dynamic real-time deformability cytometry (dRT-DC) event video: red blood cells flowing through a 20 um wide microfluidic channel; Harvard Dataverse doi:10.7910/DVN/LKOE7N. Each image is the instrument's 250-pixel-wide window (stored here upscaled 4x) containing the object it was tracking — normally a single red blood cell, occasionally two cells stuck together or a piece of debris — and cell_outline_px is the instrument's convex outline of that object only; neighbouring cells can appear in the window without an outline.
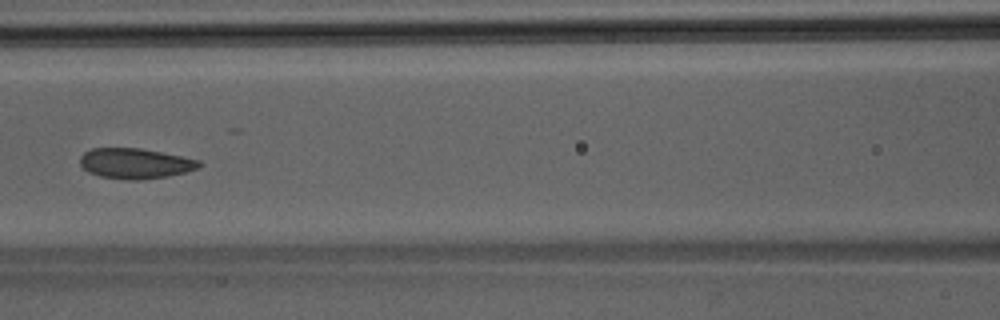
{"species": "Egyptian fruit bat (a non-hibernating species)", "species_latin": "Rousettus aegyptiacus", "temperature_condition": "room temperature", "stored_images_in_passage": 36, "camera_frame_rate_fps": 3000, "um_per_image_px": 0.085, "animal": {"sex": "male"}, "frame": {"image": 1, "passage_image": 11, "time_ms": 3.333, "image_size_px": [1000, 320], "cell_outline_px": [[204, 164], [196, 168], [184, 172], [168, 176], [140, 180], [128, 180], [100, 176], [88, 172], [80, 164], [80, 156], [84, 152], [92, 148], [140, 148], [200, 160]], "centroid_in_image_um": [11.47, 13.89], "position_along_channel_um": 155.1, "area_um2": 20.98}}
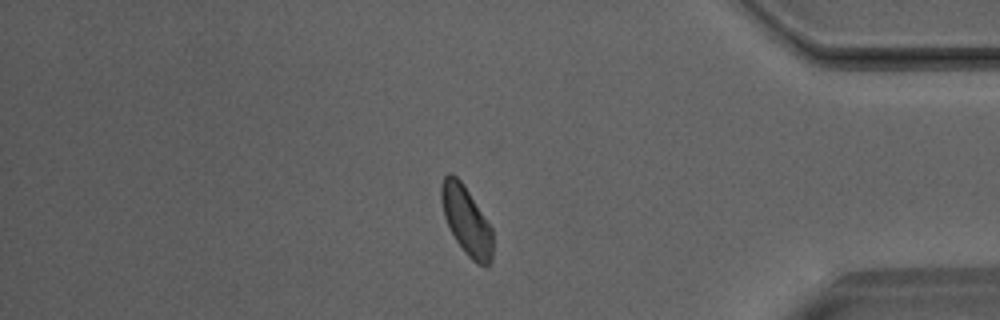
{"frame": {"image": 2, "passage_image": 29, "time_ms": 9.333, "image_size_px": [1000, 320], "cell_outline_px": [[492, 260], [488, 264], [476, 264], [464, 252], [448, 228], [444, 216], [440, 200], [440, 184], [444, 176], [448, 172], [452, 172], [464, 184], [492, 228]], "centroid_in_image_um": [39.61, 18.7], "position_along_channel_um": 395.6, "area_um2": 20.69}}
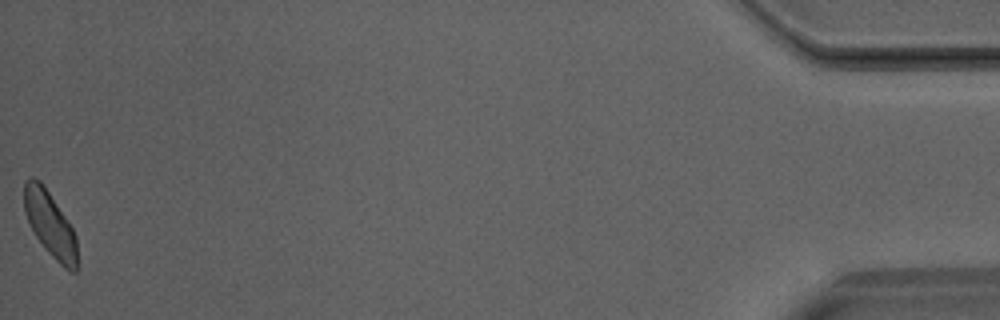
{"frame": {"image": 3, "passage_image": 36, "time_ms": 11.667, "image_size_px": [1000, 320], "cell_outline_px": [[76, 272], [72, 272], [64, 268], [44, 248], [36, 236], [24, 212], [24, 180], [28, 176], [32, 176], [40, 180], [72, 228], [76, 236]], "centroid_in_image_um": [4.22, 19.03], "position_along_channel_um": 431.0, "area_um2": 19.77}}